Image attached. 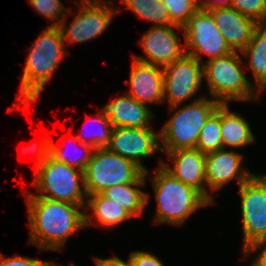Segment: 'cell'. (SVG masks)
Masks as SVG:
<instances>
[{"mask_svg":"<svg viewBox=\"0 0 266 266\" xmlns=\"http://www.w3.org/2000/svg\"><path fill=\"white\" fill-rule=\"evenodd\" d=\"M29 219V243L39 251L64 250L67 239L96 224L91 214L83 213L85 204H72L38 196H25Z\"/></svg>","mask_w":266,"mask_h":266,"instance_id":"cell-1","label":"cell"},{"mask_svg":"<svg viewBox=\"0 0 266 266\" xmlns=\"http://www.w3.org/2000/svg\"><path fill=\"white\" fill-rule=\"evenodd\" d=\"M37 36L28 49L25 66L22 73L18 102L12 109L23 107L30 109L31 103L39 99L46 84L66 56V43L58 26H49Z\"/></svg>","mask_w":266,"mask_h":266,"instance_id":"cell-2","label":"cell"},{"mask_svg":"<svg viewBox=\"0 0 266 266\" xmlns=\"http://www.w3.org/2000/svg\"><path fill=\"white\" fill-rule=\"evenodd\" d=\"M151 176L157 205L155 224L180 226L199 208L212 204L196 188L182 183L162 166Z\"/></svg>","mask_w":266,"mask_h":266,"instance_id":"cell-3","label":"cell"},{"mask_svg":"<svg viewBox=\"0 0 266 266\" xmlns=\"http://www.w3.org/2000/svg\"><path fill=\"white\" fill-rule=\"evenodd\" d=\"M241 52L233 51L222 57L203 61V80L209 97L222 104L229 101H259L258 90L245 75Z\"/></svg>","mask_w":266,"mask_h":266,"instance_id":"cell-4","label":"cell"},{"mask_svg":"<svg viewBox=\"0 0 266 266\" xmlns=\"http://www.w3.org/2000/svg\"><path fill=\"white\" fill-rule=\"evenodd\" d=\"M221 104L201 96L181 108L180 104L170 106L174 114L159 130L161 151L196 148L201 128Z\"/></svg>","mask_w":266,"mask_h":266,"instance_id":"cell-5","label":"cell"},{"mask_svg":"<svg viewBox=\"0 0 266 266\" xmlns=\"http://www.w3.org/2000/svg\"><path fill=\"white\" fill-rule=\"evenodd\" d=\"M33 184L41 193L35 194L23 189L24 196H38L72 204L86 203L85 197L88 195L84 184V172L58 162L51 156L35 170Z\"/></svg>","mask_w":266,"mask_h":266,"instance_id":"cell-6","label":"cell"},{"mask_svg":"<svg viewBox=\"0 0 266 266\" xmlns=\"http://www.w3.org/2000/svg\"><path fill=\"white\" fill-rule=\"evenodd\" d=\"M83 172L86 193L93 195L112 186L132 183L144 171L133 161L104 147L93 150Z\"/></svg>","mask_w":266,"mask_h":266,"instance_id":"cell-7","label":"cell"},{"mask_svg":"<svg viewBox=\"0 0 266 266\" xmlns=\"http://www.w3.org/2000/svg\"><path fill=\"white\" fill-rule=\"evenodd\" d=\"M76 4L74 20L66 25L68 14L58 25L66 44L85 43L97 38L111 24L113 16L122 11L111 6L108 0H77Z\"/></svg>","mask_w":266,"mask_h":266,"instance_id":"cell-8","label":"cell"},{"mask_svg":"<svg viewBox=\"0 0 266 266\" xmlns=\"http://www.w3.org/2000/svg\"><path fill=\"white\" fill-rule=\"evenodd\" d=\"M182 28L185 53L199 62H202L203 53L208 55L209 60L233 52L207 10L199 9L192 14Z\"/></svg>","mask_w":266,"mask_h":266,"instance_id":"cell-9","label":"cell"},{"mask_svg":"<svg viewBox=\"0 0 266 266\" xmlns=\"http://www.w3.org/2000/svg\"><path fill=\"white\" fill-rule=\"evenodd\" d=\"M238 188L245 250L266 238V174H254Z\"/></svg>","mask_w":266,"mask_h":266,"instance_id":"cell-10","label":"cell"},{"mask_svg":"<svg viewBox=\"0 0 266 266\" xmlns=\"http://www.w3.org/2000/svg\"><path fill=\"white\" fill-rule=\"evenodd\" d=\"M164 73V102L170 106L192 99L203 83V62L184 53L179 59L162 68Z\"/></svg>","mask_w":266,"mask_h":266,"instance_id":"cell-11","label":"cell"},{"mask_svg":"<svg viewBox=\"0 0 266 266\" xmlns=\"http://www.w3.org/2000/svg\"><path fill=\"white\" fill-rule=\"evenodd\" d=\"M107 148L119 156L133 161L144 172L142 158L161 152L159 132L152 128L113 127Z\"/></svg>","mask_w":266,"mask_h":266,"instance_id":"cell-12","label":"cell"},{"mask_svg":"<svg viewBox=\"0 0 266 266\" xmlns=\"http://www.w3.org/2000/svg\"><path fill=\"white\" fill-rule=\"evenodd\" d=\"M183 30L181 26H153L142 34L139 44L141 45L146 57L134 55L133 59L153 64L164 68L175 60L179 59L184 53L181 48L179 38L175 29Z\"/></svg>","mask_w":266,"mask_h":266,"instance_id":"cell-13","label":"cell"},{"mask_svg":"<svg viewBox=\"0 0 266 266\" xmlns=\"http://www.w3.org/2000/svg\"><path fill=\"white\" fill-rule=\"evenodd\" d=\"M243 158L239 152L232 151V149L228 151L226 148L206 154L207 199L211 203H214V197L210 195L209 190L211 193L216 192L233 179H236L239 187L254 175L242 166Z\"/></svg>","mask_w":266,"mask_h":266,"instance_id":"cell-14","label":"cell"},{"mask_svg":"<svg viewBox=\"0 0 266 266\" xmlns=\"http://www.w3.org/2000/svg\"><path fill=\"white\" fill-rule=\"evenodd\" d=\"M171 160L173 167L162 161L163 168L182 183L200 191L207 198L206 154L197 148L162 151Z\"/></svg>","mask_w":266,"mask_h":266,"instance_id":"cell-15","label":"cell"},{"mask_svg":"<svg viewBox=\"0 0 266 266\" xmlns=\"http://www.w3.org/2000/svg\"><path fill=\"white\" fill-rule=\"evenodd\" d=\"M129 94L143 104L164 103V73L161 67L137 61L132 58Z\"/></svg>","mask_w":266,"mask_h":266,"instance_id":"cell-16","label":"cell"},{"mask_svg":"<svg viewBox=\"0 0 266 266\" xmlns=\"http://www.w3.org/2000/svg\"><path fill=\"white\" fill-rule=\"evenodd\" d=\"M207 11L212 15L231 50L241 52L250 42L258 24L231 6L217 7Z\"/></svg>","mask_w":266,"mask_h":266,"instance_id":"cell-17","label":"cell"},{"mask_svg":"<svg viewBox=\"0 0 266 266\" xmlns=\"http://www.w3.org/2000/svg\"><path fill=\"white\" fill-rule=\"evenodd\" d=\"M103 109L113 127L152 128L153 111L129 94L111 99Z\"/></svg>","mask_w":266,"mask_h":266,"instance_id":"cell-18","label":"cell"},{"mask_svg":"<svg viewBox=\"0 0 266 266\" xmlns=\"http://www.w3.org/2000/svg\"><path fill=\"white\" fill-rule=\"evenodd\" d=\"M147 174L148 171L143 172L132 183L106 188L101 194L120 204L132 217H139L149 201V194L140 188L145 186Z\"/></svg>","mask_w":266,"mask_h":266,"instance_id":"cell-19","label":"cell"},{"mask_svg":"<svg viewBox=\"0 0 266 266\" xmlns=\"http://www.w3.org/2000/svg\"><path fill=\"white\" fill-rule=\"evenodd\" d=\"M220 125L224 148H243L255 141L250 124L243 116L230 111L228 104L220 105Z\"/></svg>","mask_w":266,"mask_h":266,"instance_id":"cell-20","label":"cell"},{"mask_svg":"<svg viewBox=\"0 0 266 266\" xmlns=\"http://www.w3.org/2000/svg\"><path fill=\"white\" fill-rule=\"evenodd\" d=\"M247 57L248 65L253 74L254 86L258 90L266 81V24H258L248 45L241 51Z\"/></svg>","mask_w":266,"mask_h":266,"instance_id":"cell-21","label":"cell"},{"mask_svg":"<svg viewBox=\"0 0 266 266\" xmlns=\"http://www.w3.org/2000/svg\"><path fill=\"white\" fill-rule=\"evenodd\" d=\"M84 208L86 212L92 209L96 224L105 228L115 227L133 218L120 204L104 197L101 193L88 195Z\"/></svg>","mask_w":266,"mask_h":266,"instance_id":"cell-22","label":"cell"},{"mask_svg":"<svg viewBox=\"0 0 266 266\" xmlns=\"http://www.w3.org/2000/svg\"><path fill=\"white\" fill-rule=\"evenodd\" d=\"M121 2L133 14L153 23V26L175 25L162 0H121Z\"/></svg>","mask_w":266,"mask_h":266,"instance_id":"cell-23","label":"cell"},{"mask_svg":"<svg viewBox=\"0 0 266 266\" xmlns=\"http://www.w3.org/2000/svg\"><path fill=\"white\" fill-rule=\"evenodd\" d=\"M196 148L203 154L224 148L220 125V106L201 128Z\"/></svg>","mask_w":266,"mask_h":266,"instance_id":"cell-24","label":"cell"},{"mask_svg":"<svg viewBox=\"0 0 266 266\" xmlns=\"http://www.w3.org/2000/svg\"><path fill=\"white\" fill-rule=\"evenodd\" d=\"M92 122L97 123L98 125L96 129H93L92 131L93 133H91L90 130L89 132L91 134L88 135V134H83V131H81L82 133H79V135H75V137L81 143L89 144L94 149L107 147L108 144L110 143L113 126L111 125L109 119L107 118L105 110L103 109L100 112H98L96 114L95 120L93 119ZM83 129H85V127Z\"/></svg>","mask_w":266,"mask_h":266,"instance_id":"cell-25","label":"cell"},{"mask_svg":"<svg viewBox=\"0 0 266 266\" xmlns=\"http://www.w3.org/2000/svg\"><path fill=\"white\" fill-rule=\"evenodd\" d=\"M73 143L78 144L80 151L83 150L81 153L82 155L77 156V157H71L72 155H70V153H67V149L65 147H61V143L59 142V146L55 145L53 142H51V151H50V156L55 159L58 162H62L65 163L69 166L78 168L82 171L85 170L86 165L88 164V162L90 161L92 152L94 150L93 147H91L89 144H84L81 143L80 141H78V139L75 137V135L71 136ZM68 148V147H67ZM65 149V150H64ZM77 149V147H76ZM78 149V150H79ZM84 152V153H83Z\"/></svg>","mask_w":266,"mask_h":266,"instance_id":"cell-26","label":"cell"},{"mask_svg":"<svg viewBox=\"0 0 266 266\" xmlns=\"http://www.w3.org/2000/svg\"><path fill=\"white\" fill-rule=\"evenodd\" d=\"M28 2L39 15L54 21L51 26H58L66 15L71 13L60 0H28Z\"/></svg>","mask_w":266,"mask_h":266,"instance_id":"cell-27","label":"cell"},{"mask_svg":"<svg viewBox=\"0 0 266 266\" xmlns=\"http://www.w3.org/2000/svg\"><path fill=\"white\" fill-rule=\"evenodd\" d=\"M162 2L168 9L171 21L181 27L200 9L196 0H162Z\"/></svg>","mask_w":266,"mask_h":266,"instance_id":"cell-28","label":"cell"},{"mask_svg":"<svg viewBox=\"0 0 266 266\" xmlns=\"http://www.w3.org/2000/svg\"><path fill=\"white\" fill-rule=\"evenodd\" d=\"M229 6L257 24H266V0H231Z\"/></svg>","mask_w":266,"mask_h":266,"instance_id":"cell-29","label":"cell"},{"mask_svg":"<svg viewBox=\"0 0 266 266\" xmlns=\"http://www.w3.org/2000/svg\"><path fill=\"white\" fill-rule=\"evenodd\" d=\"M0 266H58L53 261H43L22 255L5 257L0 252Z\"/></svg>","mask_w":266,"mask_h":266,"instance_id":"cell-30","label":"cell"},{"mask_svg":"<svg viewBox=\"0 0 266 266\" xmlns=\"http://www.w3.org/2000/svg\"><path fill=\"white\" fill-rule=\"evenodd\" d=\"M51 140L45 135V139L40 140L39 145L36 143L32 144L29 147L21 148V151L24 154L37 152L36 153V163H35V170L41 165L49 156L51 151Z\"/></svg>","mask_w":266,"mask_h":266,"instance_id":"cell-31","label":"cell"},{"mask_svg":"<svg viewBox=\"0 0 266 266\" xmlns=\"http://www.w3.org/2000/svg\"><path fill=\"white\" fill-rule=\"evenodd\" d=\"M128 259L132 266H164L157 256L145 251H133Z\"/></svg>","mask_w":266,"mask_h":266,"instance_id":"cell-32","label":"cell"},{"mask_svg":"<svg viewBox=\"0 0 266 266\" xmlns=\"http://www.w3.org/2000/svg\"><path fill=\"white\" fill-rule=\"evenodd\" d=\"M261 250L259 255L256 256L250 266H266V238L261 239L243 250V256L248 257L252 252Z\"/></svg>","mask_w":266,"mask_h":266,"instance_id":"cell-33","label":"cell"},{"mask_svg":"<svg viewBox=\"0 0 266 266\" xmlns=\"http://www.w3.org/2000/svg\"><path fill=\"white\" fill-rule=\"evenodd\" d=\"M94 261L95 266H132L129 259H127V262H125L116 255H112V257L109 258L95 257Z\"/></svg>","mask_w":266,"mask_h":266,"instance_id":"cell-34","label":"cell"},{"mask_svg":"<svg viewBox=\"0 0 266 266\" xmlns=\"http://www.w3.org/2000/svg\"><path fill=\"white\" fill-rule=\"evenodd\" d=\"M231 0H196V4L200 9L209 10L217 7L229 6Z\"/></svg>","mask_w":266,"mask_h":266,"instance_id":"cell-35","label":"cell"},{"mask_svg":"<svg viewBox=\"0 0 266 266\" xmlns=\"http://www.w3.org/2000/svg\"><path fill=\"white\" fill-rule=\"evenodd\" d=\"M265 88H266V81H265L264 84L258 89V93H257V94L262 93V92L265 90Z\"/></svg>","mask_w":266,"mask_h":266,"instance_id":"cell-36","label":"cell"}]
</instances>
